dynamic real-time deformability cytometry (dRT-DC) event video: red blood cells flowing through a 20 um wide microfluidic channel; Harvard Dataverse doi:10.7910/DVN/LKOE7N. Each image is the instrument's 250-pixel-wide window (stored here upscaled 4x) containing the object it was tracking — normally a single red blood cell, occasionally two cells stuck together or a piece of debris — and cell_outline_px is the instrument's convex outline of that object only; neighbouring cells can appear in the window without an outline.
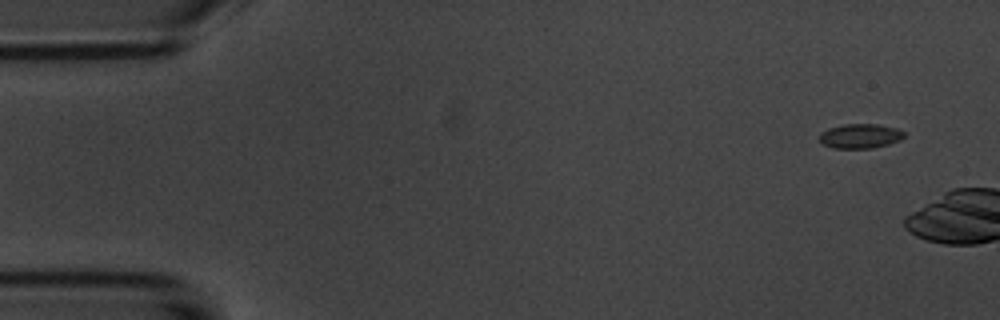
{"species": "common noctule bat (a hibernating species)", "species_latin": "Nyctalus noctula", "temperature_condition": "room temperature", "stored_images_in_passage": 2, "camera_frame_rate_fps": 3000, "um_per_image_px": 0.085, "animal": {"sex": "male", "body_mass_g": 20.1, "forearm_length_mm": 53.5}, "frame": {"image": 1, "passage_image": 1, "time_ms": 0.0, "image_size_px": [1000, 320], "cell_outline_px": [[904, 136], [900, 140], [888, 144], [872, 148], [832, 148], [820, 144], [820, 132], [828, 128], [844, 124], [876, 124], [896, 128], [904, 132]], "centroid_in_image_um": [73.07, 11.57], "position_along_channel_um": 11.9, "area_um2": 12.14}}